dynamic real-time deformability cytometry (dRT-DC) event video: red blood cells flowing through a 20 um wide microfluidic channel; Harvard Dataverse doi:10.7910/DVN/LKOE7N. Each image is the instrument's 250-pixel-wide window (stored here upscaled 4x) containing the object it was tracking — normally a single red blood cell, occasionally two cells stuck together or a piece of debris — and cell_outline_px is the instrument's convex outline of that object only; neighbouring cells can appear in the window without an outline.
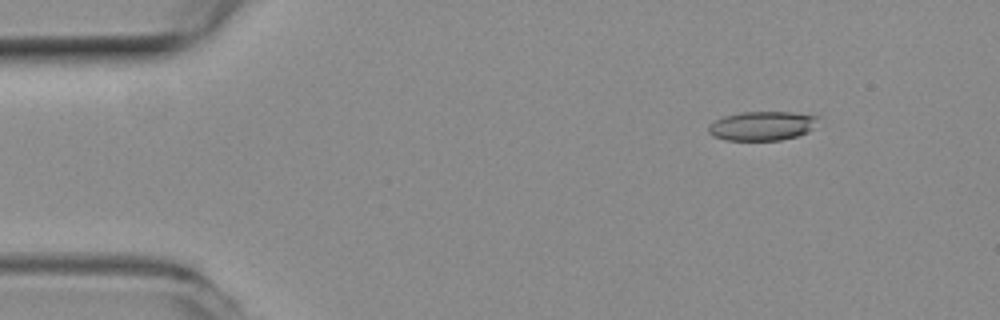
{"species": "common noctule bat (a hibernating species)", "species_latin": "Nyctalus noctula", "temperature_condition": "room temperature", "stored_images_in_passage": 51, "camera_frame_rate_fps": 3000, "um_per_image_px": 0.085, "animal": {"sex": "female", "body_mass_g": 19.3, "forearm_length_mm": 54.1}, "frame": {"image": 1, "passage_image": 7, "time_ms": 2.0, "image_size_px": [1000, 320], "cell_outline_px": [[820, 116], [812, 128], [808, 132], [796, 136], [780, 140], [724, 140], [708, 132], [708, 128], [716, 120], [724, 116], [740, 112], [792, 112]], "centroid_in_image_um": [64.8, 10.69], "position_along_channel_um": 20.2, "area_um2": 18.44}}
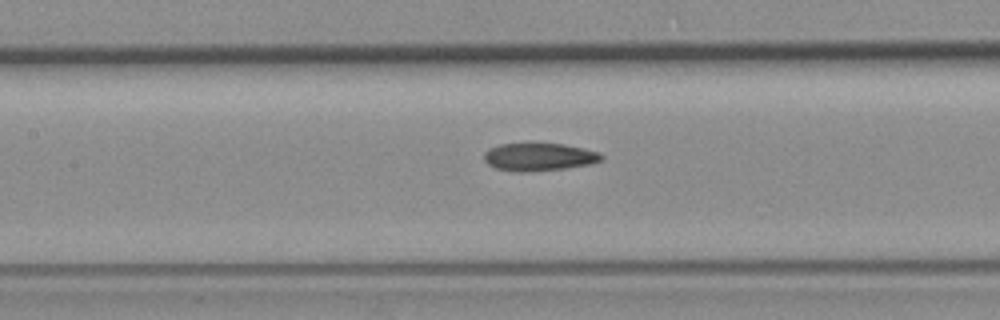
{"frame": {"image": 2, "passage_image": 25, "time_ms": 8.0, "image_size_px": [1000, 320], "cell_outline_px": [[604, 156], [600, 160], [588, 164], [564, 168], [524, 172], [512, 172], [496, 168], [488, 164], [484, 160], [484, 152], [488, 148], [500, 144], [532, 140], [564, 144], [584, 148], [600, 152]], "centroid_in_image_um": [45.75, 13.28], "position_along_channel_um": 161.6, "area_um2": 19.83}}
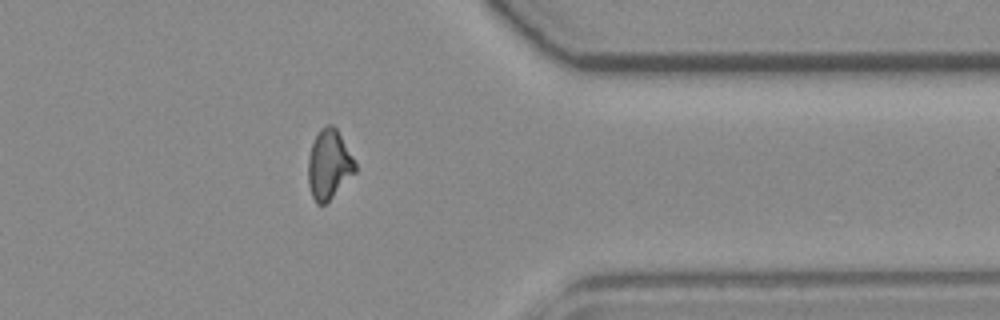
{"frame": {"image": 3, "passage_image": 44, "time_ms": 14.333, "image_size_px": [1000, 320], "cell_outline_px": [[356, 172], [324, 204], [316, 204], [312, 196], [308, 184], [308, 160], [312, 144], [320, 128], [324, 124], [332, 124], [336, 128], [352, 156], [356, 164]], "centroid_in_image_um": [27.95, 13.97], "position_along_channel_um": 383.5, "area_um2": 18.79}}